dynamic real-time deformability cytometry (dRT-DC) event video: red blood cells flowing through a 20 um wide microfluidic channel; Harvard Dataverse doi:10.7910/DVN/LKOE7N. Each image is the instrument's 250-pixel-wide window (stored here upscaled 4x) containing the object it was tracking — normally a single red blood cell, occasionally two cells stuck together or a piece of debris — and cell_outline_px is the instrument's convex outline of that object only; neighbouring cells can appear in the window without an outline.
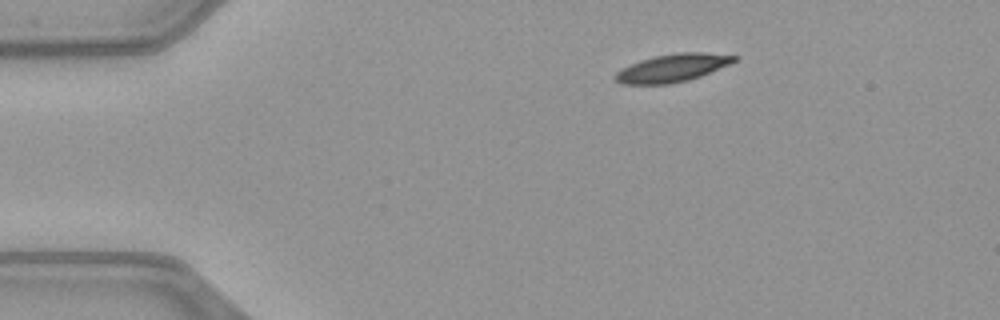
{"species": "common noctule bat (a hibernating species)", "species_latin": "Nyctalus noctula", "temperature_condition": "warm", "stored_images_in_passage": 43, "camera_frame_rate_fps": 3000, "um_per_image_px": 0.085, "animal": {"sex": "female", "body_mass_g": 21.9}, "frame": {"image": 1, "passage_image": 1, "time_ms": 0.0, "image_size_px": [1000, 320], "cell_outline_px": [[740, 56], [736, 60], [728, 64], [700, 76], [688, 80], [668, 84], [620, 84], [612, 76], [620, 68], [640, 60], [656, 56], [676, 52], [704, 52]], "centroid_in_image_um": [57.11, 5.77], "position_along_channel_um": 27.9, "area_um2": 19.31}}
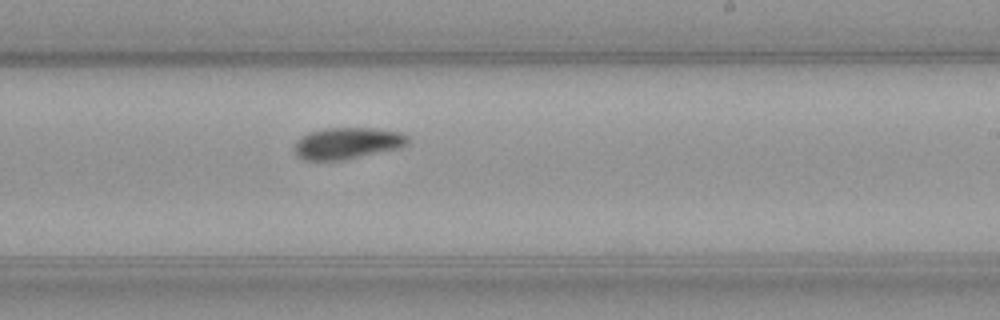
{"frame": {"image": 2, "passage_image": 23, "time_ms": 7.333, "image_size_px": [1000, 320], "cell_outline_px": [[408, 144], [400, 148], [344, 160], [304, 160], [296, 156], [296, 140], [300, 136], [308, 132], [324, 128], [372, 128], [400, 132], [408, 136]], "centroid_in_image_um": [29.51, 12.17], "position_along_channel_um": 259.5, "area_um2": 20.92}}
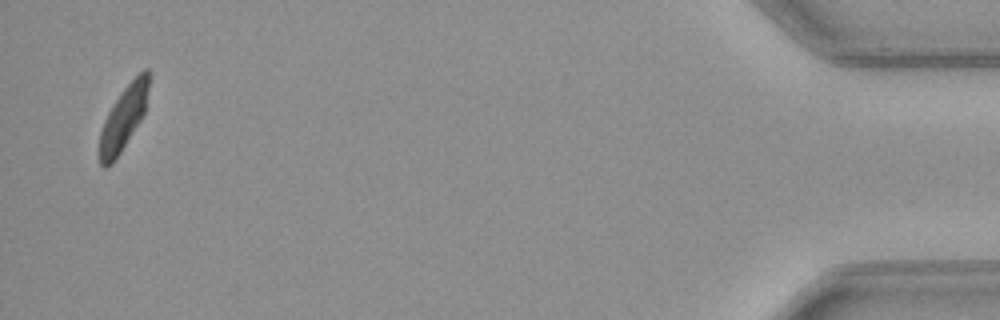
{"frame": {"image": 3, "passage_image": 42, "time_ms": 13.667, "image_size_px": [1000, 320], "cell_outline_px": [[152, 72], [144, 112], [140, 120], [120, 152], [112, 164], [104, 168], [100, 164], [100, 132], [104, 120], [108, 112], [124, 88], [144, 68], [148, 68]], "centroid_in_image_um": [10.53, 9.98], "position_along_channel_um": 424.7, "area_um2": 18.03}, "authors_computed_cell_mechanics": {"area_um2": 20.3456, "velocity_mm_per_s": 4.0313, "shape_relaxation_time_tau1_ms": 3.321, "shape_relaxation_time_tau2_ms": 9.6381, "deformation_change_tau1": 0.1451, "deformation_change_tau2": 0.1521}}